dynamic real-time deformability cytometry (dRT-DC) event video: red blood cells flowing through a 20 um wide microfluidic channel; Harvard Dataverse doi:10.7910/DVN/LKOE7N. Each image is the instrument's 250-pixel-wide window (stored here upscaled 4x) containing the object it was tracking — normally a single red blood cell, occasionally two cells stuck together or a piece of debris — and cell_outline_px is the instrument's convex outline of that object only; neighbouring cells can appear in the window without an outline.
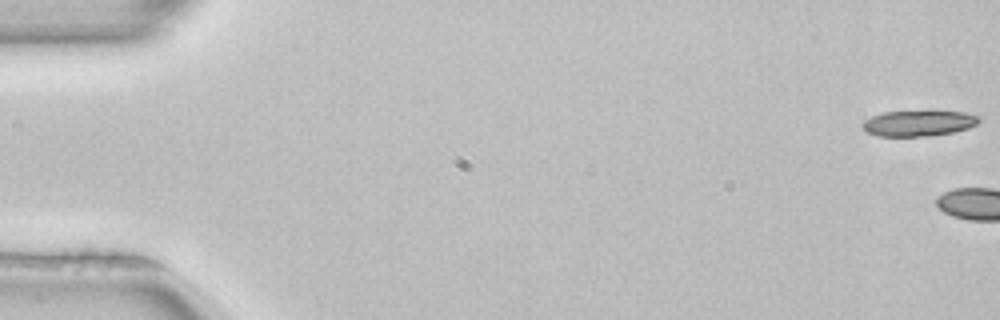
{"species": "common noctule bat (a hibernating species)", "species_latin": "Nyctalus noctula", "temperature_condition": "room temperature", "stored_images_in_passage": 5, "camera_frame_rate_fps": 3000, "um_per_image_px": 0.085, "animal": {"sex": "female", "body_mass_g": 22.7, "forearm_length_mm": 54.2}, "frame": {"image": 1, "passage_image": 1, "time_ms": 0.0, "image_size_px": [1000, 320], "cell_outline_px": [[980, 120], [976, 124], [968, 128], [952, 132], [928, 136], [876, 136], [868, 132], [860, 124], [864, 120], [872, 116], [884, 112], [932, 108], [936, 108], [964, 112], [980, 116]], "centroid_in_image_um": [78.11, 10.41], "position_along_channel_um": 6.9, "area_um2": 18.38}}
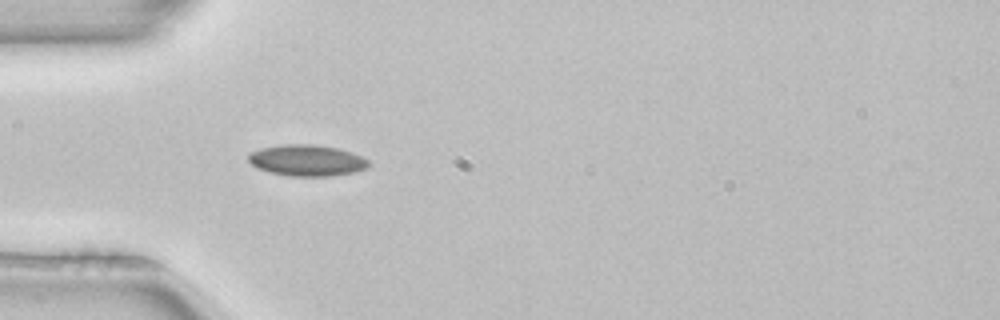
{"frame": {"image": 2, "passage_image": 5, "time_ms": 1.333, "image_size_px": [1000, 320], "cell_outline_px": [[368, 168], [352, 172], [332, 176], [292, 176], [272, 172], [256, 168], [248, 160], [248, 152], [260, 148], [280, 144], [316, 144], [336, 148], [352, 152], [368, 160]], "centroid_in_image_um": [26.05, 13.62], "position_along_channel_um": 58.9, "area_um2": 21.91}}